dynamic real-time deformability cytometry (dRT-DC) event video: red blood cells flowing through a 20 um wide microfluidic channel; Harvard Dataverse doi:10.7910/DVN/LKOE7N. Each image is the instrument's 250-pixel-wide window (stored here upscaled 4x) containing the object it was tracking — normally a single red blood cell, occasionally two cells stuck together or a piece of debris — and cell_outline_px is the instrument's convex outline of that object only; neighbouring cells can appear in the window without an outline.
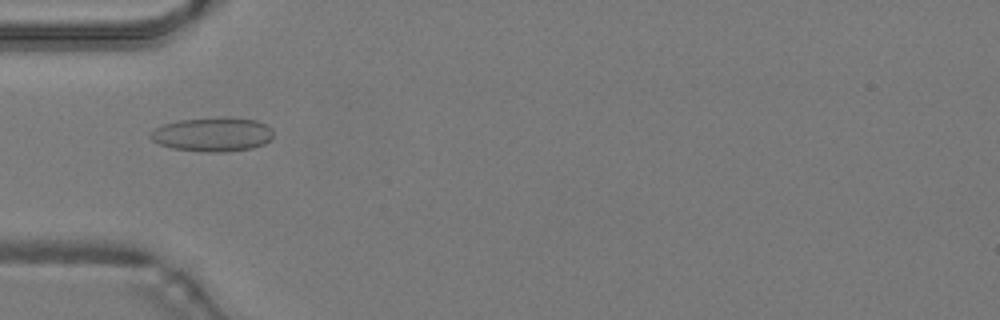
{"species": "common noctule bat (a hibernating species)", "species_latin": "Nyctalus noctula", "temperature_condition": "warm", "stored_images_in_passage": 48, "camera_frame_rate_fps": 3000, "um_per_image_px": 0.085, "animal": {"sex": "male", "body_mass_g": 19.2, "forearm_length_mm": 51.8}, "frame": {"image": 1, "passage_image": 16, "time_ms": 5.0, "image_size_px": [1000, 320], "cell_outline_px": [[272, 136], [264, 144], [252, 148], [224, 152], [200, 152], [172, 148], [160, 144], [152, 140], [148, 136], [156, 128], [164, 124], [180, 120], [220, 116], [224, 116], [256, 120], [272, 128]], "centroid_in_image_um": [18.07, 11.42], "position_along_channel_um": 66.9, "area_um2": 24.57}}
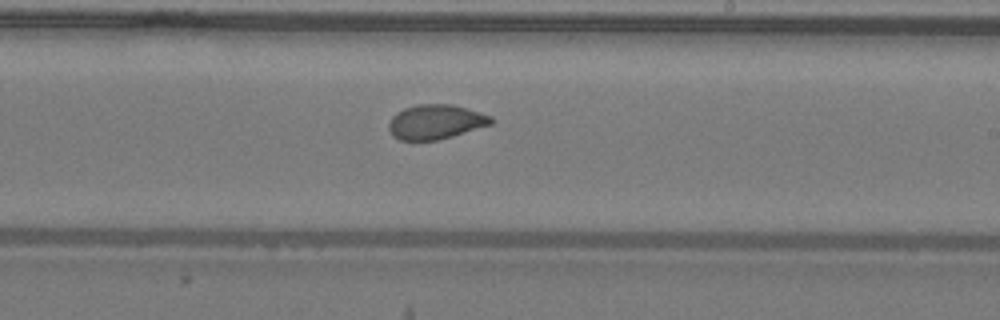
{"frame": {"image": 2, "passage_image": 29, "time_ms": 9.333, "image_size_px": [1000, 320], "cell_outline_px": [[492, 124], [452, 136], [436, 140], [400, 140], [392, 136], [388, 128], [388, 124], [392, 116], [396, 112], [404, 108], [416, 104], [452, 104], [492, 116]], "centroid_in_image_um": [36.99, 10.35], "position_along_channel_um": 252.0, "area_um2": 20.58}}
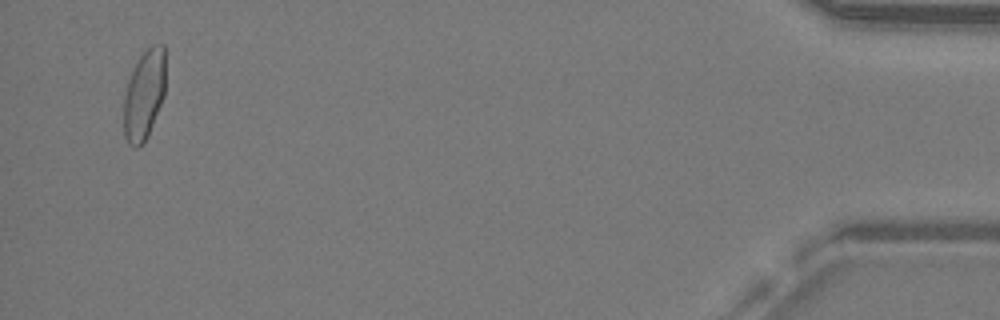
{"frame": {"image": 3, "passage_image": 47, "time_ms": 15.333, "image_size_px": [1000, 320], "cell_outline_px": [[164, 96], [148, 136], [144, 144], [136, 148], [132, 148], [128, 144], [124, 136], [124, 96], [128, 80], [140, 56], [152, 44], [164, 44]], "centroid_in_image_um": [12.24, 8.11], "position_along_channel_um": 423.0, "area_um2": 21.85}, "authors_computed_cell_mechanics": {"area_um2": 21.6172, "velocity_mm_per_s": 4.2598, "shape_relaxation_time_tau1_ms": 6.4205, "shape_relaxation_time_tau2_ms": 1.0177, "deformation_change_tau1": 0.1457, "deformation_change_tau2": 0.0543}}